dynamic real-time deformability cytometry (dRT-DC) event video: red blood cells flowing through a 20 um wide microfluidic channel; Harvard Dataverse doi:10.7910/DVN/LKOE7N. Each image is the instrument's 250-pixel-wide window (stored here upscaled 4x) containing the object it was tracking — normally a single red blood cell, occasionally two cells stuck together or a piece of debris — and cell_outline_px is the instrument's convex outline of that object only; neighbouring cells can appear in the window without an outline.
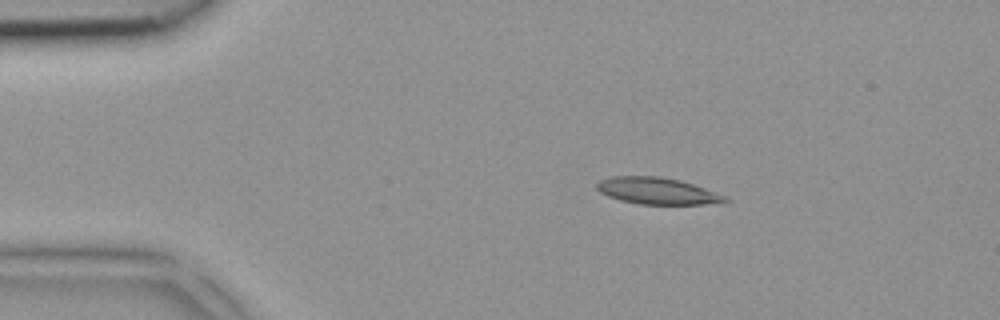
{"species": "common noctule bat (a hibernating species)", "species_latin": "Nyctalus noctula", "temperature_condition": "room temperature", "stored_images_in_passage": 4, "camera_frame_rate_fps": 3000, "um_per_image_px": 0.085, "animal": {"sex": "female", "body_mass_g": 18.4}, "frame": {"image": 1, "passage_image": 3, "time_ms": 0.667, "image_size_px": [1000, 320], "cell_outline_px": [[732, 200], [704, 204], [640, 204], [620, 200], [608, 196], [600, 192], [596, 188], [596, 184], [600, 180], [612, 176], [660, 176], [680, 180], [728, 196]], "centroid_in_image_um": [55.86, 16.22], "position_along_channel_um": 29.1, "area_um2": 19.88}}